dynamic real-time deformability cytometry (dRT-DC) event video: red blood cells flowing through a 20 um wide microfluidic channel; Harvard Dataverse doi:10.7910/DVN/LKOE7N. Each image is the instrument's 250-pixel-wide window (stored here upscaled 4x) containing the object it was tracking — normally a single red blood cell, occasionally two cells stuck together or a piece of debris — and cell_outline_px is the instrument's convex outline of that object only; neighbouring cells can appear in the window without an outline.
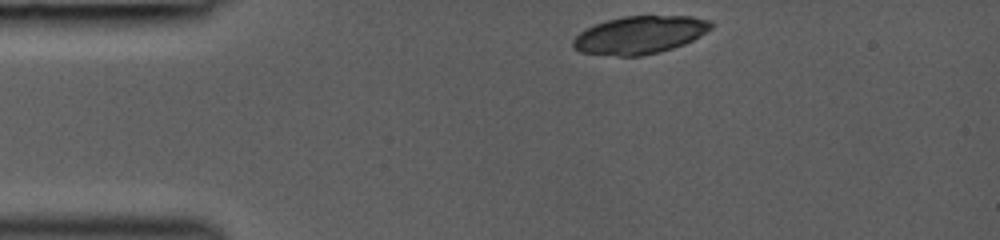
{"species": "common noctule bat (a hibernating species)", "species_latin": "Nyctalus noctula", "temperature_condition": "room temperature", "stored_images_in_passage": 26, "camera_frame_rate_fps": 3000, "um_per_image_px": 0.085, "animal": {"sex": "female", "body_mass_g": 19.0, "forearm_length_mm": 53.3}, "frame": {"image": 1, "passage_image": 1, "time_ms": 0.0, "image_size_px": [1000, 240], "cell_outline_px": [[712, 28], [700, 36], [684, 44], [660, 52], [640, 56], [620, 56], [580, 52], [572, 48], [572, 40], [580, 32], [596, 24], [608, 20], [624, 16], [692, 16], [712, 20]], "centroid_in_image_um": [54.4, 2.97], "position_along_channel_um": 30.6, "area_um2": 30.35}}